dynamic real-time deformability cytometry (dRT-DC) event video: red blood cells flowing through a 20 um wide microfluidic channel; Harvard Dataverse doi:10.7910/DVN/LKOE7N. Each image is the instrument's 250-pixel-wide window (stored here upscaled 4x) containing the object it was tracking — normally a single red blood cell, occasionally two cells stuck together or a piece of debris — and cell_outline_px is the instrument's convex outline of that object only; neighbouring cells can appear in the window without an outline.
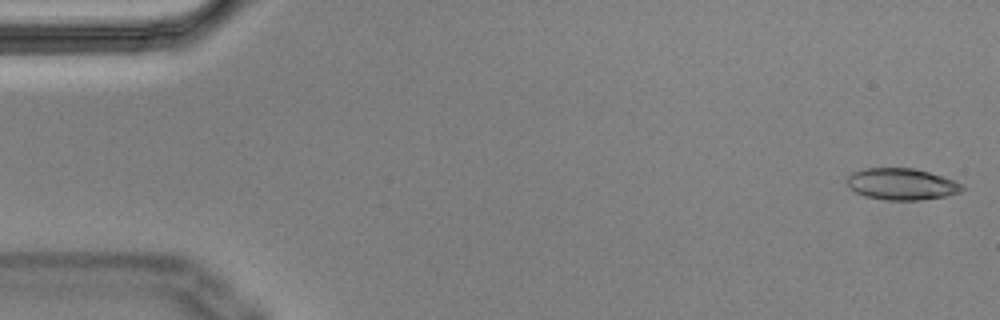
{"species": "Egyptian fruit bat (a non-hibernating species)", "species_latin": "Rousettus aegyptiacus", "temperature_condition": "cold", "stored_images_in_passage": 55, "camera_frame_rate_fps": 3000, "um_per_image_px": 0.085, "animal": {"sex": "male"}, "frame": {"image": 1, "passage_image": 1, "time_ms": 0.0, "image_size_px": [1000, 320], "cell_outline_px": [[964, 188], [960, 192], [944, 196], [920, 200], [884, 200], [864, 196], [856, 192], [848, 184], [848, 176], [852, 172], [864, 168], [912, 168], [928, 172], [952, 180], [960, 184]], "centroid_in_image_um": [76.6, 15.65], "position_along_channel_um": 8.4, "area_um2": 20.87}}
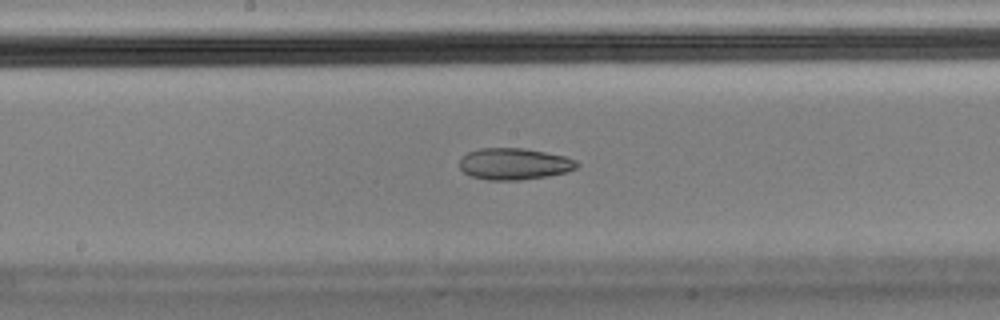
{"frame": {"image": 2, "passage_image": 28, "time_ms": 9.0, "image_size_px": [1000, 320], "cell_outline_px": [[580, 164], [576, 168], [568, 172], [548, 176], [520, 180], [488, 180], [472, 176], [464, 172], [460, 168], [460, 160], [468, 152], [480, 148], [524, 148], [564, 156], [576, 160]], "centroid_in_image_um": [43.73, 13.93], "position_along_channel_um": 204.5, "area_um2": 21.56}}
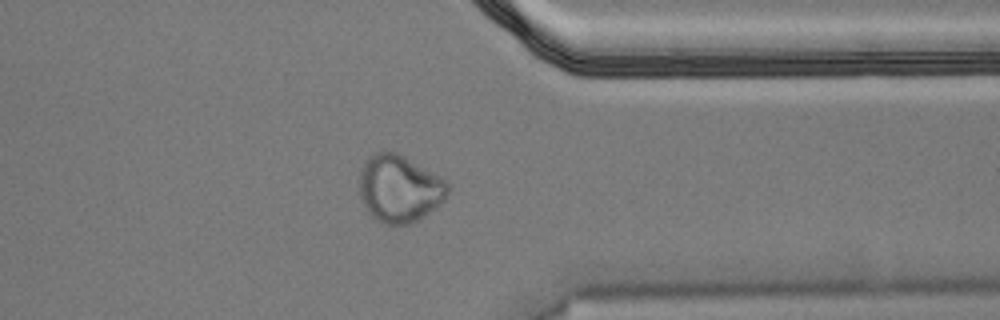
{"frame": {"image": 3, "passage_image": 43, "time_ms": 14.0, "image_size_px": [1000, 320], "cell_outline_px": [[448, 192], [428, 212], [412, 224], [384, 224], [376, 220], [364, 208], [360, 196], [360, 172], [368, 156], [372, 152], [396, 152], [404, 156], [440, 176], [448, 184]], "centroid_in_image_um": [33.89, 16.02], "position_along_channel_um": 377.5, "area_um2": 34.16}, "authors_computed_cell_mechanics": {"area_um2": 22.1374, "velocity_mm_per_s": 3.5908, "shape_relaxation_time_tau1_ms": null, "shape_relaxation_time_tau2_ms": 6.2248, "deformation_change_tau1": null, "deformation_change_tau2": 0.1083}}